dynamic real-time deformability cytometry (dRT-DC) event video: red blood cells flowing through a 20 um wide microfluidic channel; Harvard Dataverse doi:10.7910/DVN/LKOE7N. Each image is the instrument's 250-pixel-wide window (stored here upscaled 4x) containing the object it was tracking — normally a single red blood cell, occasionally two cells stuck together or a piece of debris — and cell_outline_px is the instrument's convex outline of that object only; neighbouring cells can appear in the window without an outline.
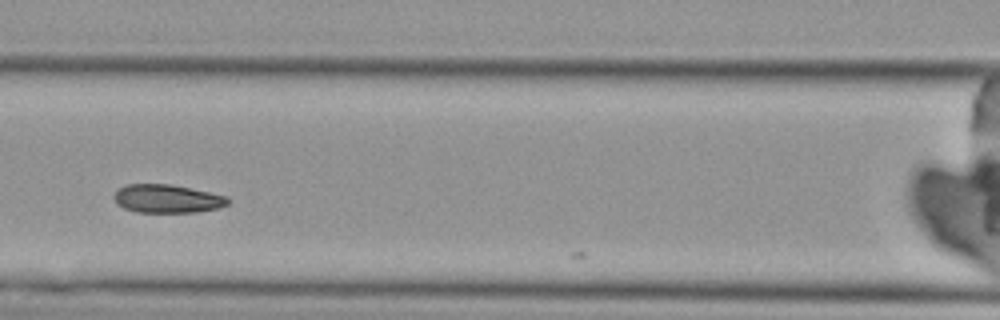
{"species": "Egyptian fruit bat (a non-hibernating species)", "species_latin": "Rousettus aegyptiacus", "temperature_condition": "cold", "stored_images_in_passage": 4, "camera_frame_rate_fps": 3000, "um_per_image_px": 0.085, "animal": {"sex": "female"}, "frame": {"image": 1, "passage_image": 3, "time_ms": 2.333, "image_size_px": [1000, 320], "cell_outline_px": [[232, 200], [228, 204], [220, 208], [196, 212], [136, 212], [124, 208], [116, 204], [112, 196], [116, 188], [124, 184], [172, 184], [228, 196]], "centroid_in_image_um": [14.19, 16.88], "position_along_channel_um": 152.4, "area_um2": 19.25}}